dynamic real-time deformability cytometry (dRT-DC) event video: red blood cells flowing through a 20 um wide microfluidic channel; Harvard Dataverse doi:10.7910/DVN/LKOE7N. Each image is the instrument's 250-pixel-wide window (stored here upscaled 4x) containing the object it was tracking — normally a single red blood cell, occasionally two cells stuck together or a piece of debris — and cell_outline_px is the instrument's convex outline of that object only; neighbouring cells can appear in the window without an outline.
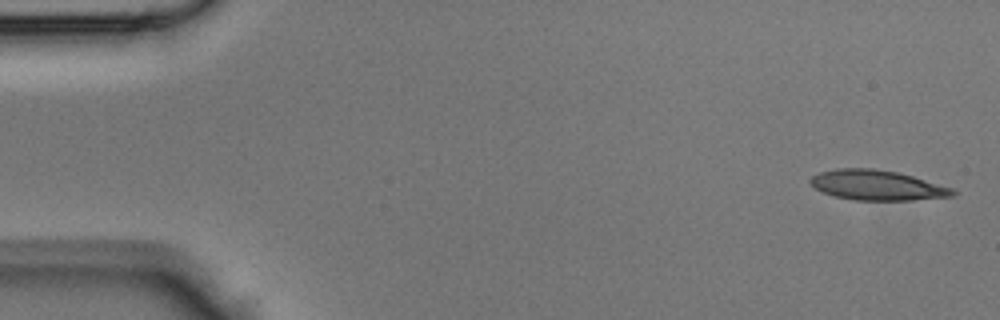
{"species": "Egyptian fruit bat (a non-hibernating species)", "species_latin": "Rousettus aegyptiacus", "temperature_condition": "room temperature", "stored_images_in_passage": 43, "camera_frame_rate_fps": 3000, "um_per_image_px": 0.085, "animal": {"sex": "male"}, "frame": {"image": 1, "passage_image": 1, "time_ms": 0.0, "image_size_px": [1000, 320], "cell_outline_px": [[956, 196], [912, 200], [852, 200], [836, 196], [824, 192], [816, 188], [808, 180], [812, 176], [820, 172], [836, 168], [872, 168], [896, 172], [912, 176], [952, 188], [956, 192]], "centroid_in_image_um": [74.56, 15.74], "position_along_channel_um": 10.4, "area_um2": 24.74}}
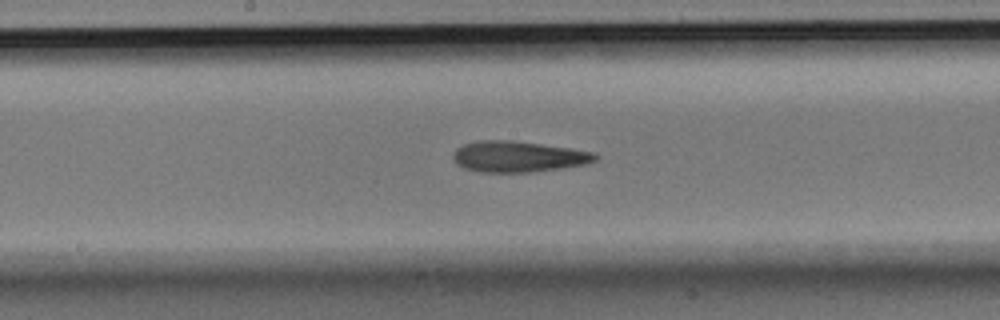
{"frame": {"image": 2, "passage_image": 22, "time_ms": 7.0, "image_size_px": [1000, 320], "cell_outline_px": [[600, 156], [596, 160], [588, 164], [564, 168], [528, 172], [480, 172], [464, 168], [456, 164], [452, 160], [452, 152], [456, 148], [464, 144], [480, 140], [512, 140], [572, 148], [596, 152]], "centroid_in_image_um": [44.07, 13.31], "position_along_channel_um": 204.1, "area_um2": 26.07}}
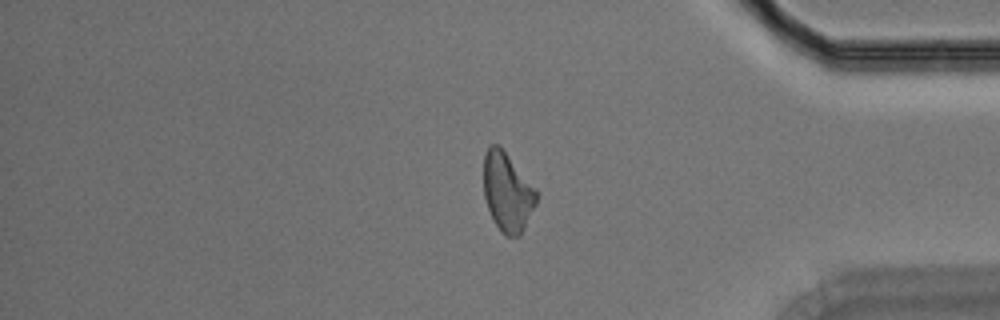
{"frame": {"image": 3, "passage_image": 36, "time_ms": 11.667, "image_size_px": [1000, 320], "cell_outline_px": [[536, 204], [520, 236], [504, 236], [500, 232], [488, 208], [484, 196], [484, 152], [492, 144], [500, 144], [536, 188]], "centroid_in_image_um": [43.12, 16.3], "position_along_channel_um": 392.1, "area_um2": 24.33}}